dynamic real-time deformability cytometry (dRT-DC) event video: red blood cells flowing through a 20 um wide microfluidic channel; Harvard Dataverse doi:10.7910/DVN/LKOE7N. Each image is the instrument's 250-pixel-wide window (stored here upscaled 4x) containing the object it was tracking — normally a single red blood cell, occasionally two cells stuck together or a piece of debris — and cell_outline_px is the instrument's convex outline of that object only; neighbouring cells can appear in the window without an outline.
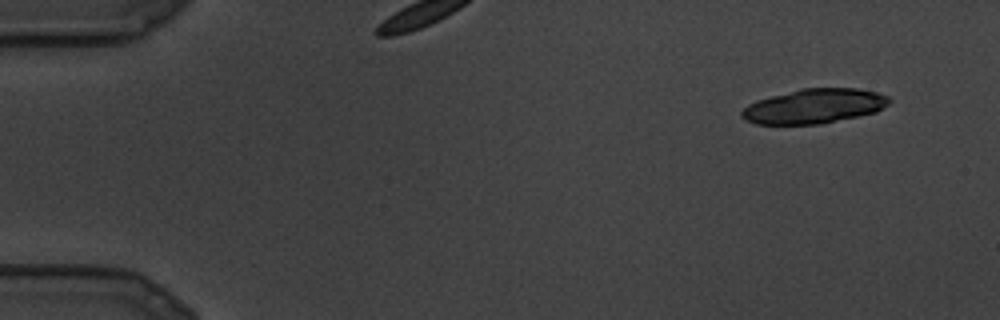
{"species": "common noctule bat (a hibernating species)", "species_latin": "Nyctalus noctula", "temperature_condition": "cold", "stored_images_in_passage": 5, "camera_frame_rate_fps": 3000, "um_per_image_px": 0.085, "animal": {"sex": "male", "body_mass_g": 19.5, "forearm_length_mm": 54.6}, "frame": {"image": 1, "passage_image": 1, "time_ms": 0.0, "image_size_px": [1000, 320], "cell_outline_px": [[892, 100], [888, 104], [876, 112], [820, 124], [756, 124], [744, 120], [740, 116], [740, 112], [748, 104], [756, 100], [800, 88], [860, 88], [876, 92], [888, 96]], "centroid_in_image_um": [69.18, 9.02], "position_along_channel_um": 15.8, "area_um2": 29.82}}